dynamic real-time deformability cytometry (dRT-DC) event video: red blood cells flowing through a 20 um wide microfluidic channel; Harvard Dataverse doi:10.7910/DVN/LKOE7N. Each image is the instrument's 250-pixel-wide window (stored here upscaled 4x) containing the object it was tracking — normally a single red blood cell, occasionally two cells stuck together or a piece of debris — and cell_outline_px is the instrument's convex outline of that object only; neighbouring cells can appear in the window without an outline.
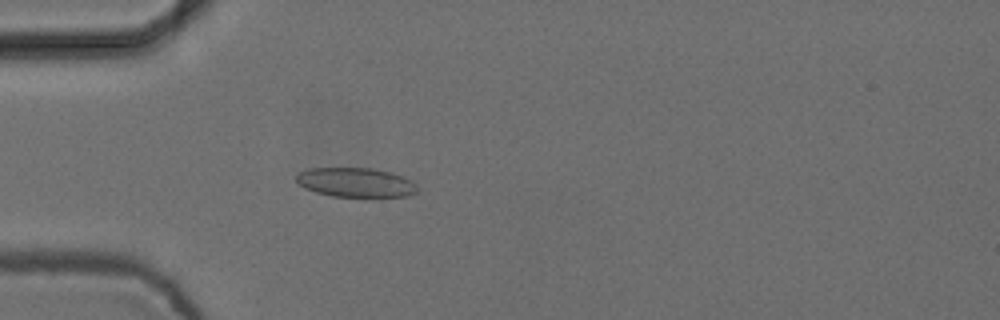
{"species": "common noctule bat (a hibernating species)", "species_latin": "Nyctalus noctula", "temperature_condition": "cold", "stored_images_in_passage": 20, "camera_frame_rate_fps": 3000, "um_per_image_px": 0.085, "animal": {"sex": "female", "body_mass_g": 24.6, "forearm_length_mm": 56.2}, "frame": {"image": 1, "passage_image": 16, "time_ms": 5.0, "image_size_px": [1000, 320], "cell_outline_px": [[416, 192], [408, 196], [380, 200], [332, 196], [316, 192], [304, 188], [296, 180], [296, 176], [300, 172], [308, 168], [372, 168], [392, 172], [404, 176], [412, 180], [416, 184]], "centroid_in_image_um": [30.32, 15.56], "position_along_channel_um": 54.7, "area_um2": 21.73}}
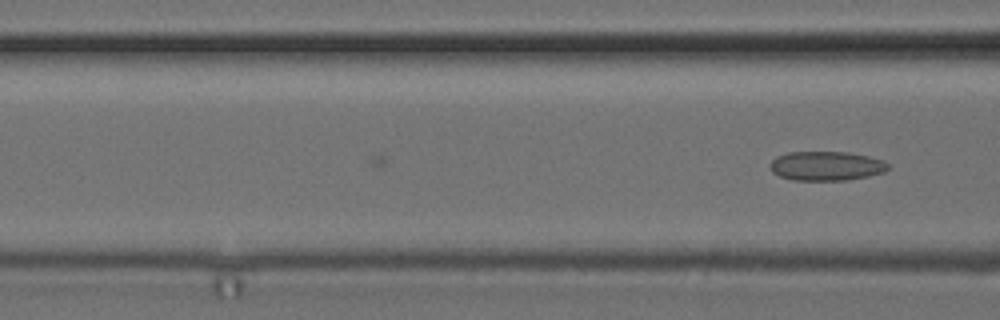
{"frame": {"image": 2, "passage_image": 20, "time_ms": 6.333, "image_size_px": [1000, 320], "cell_outline_px": [[888, 168], [884, 172], [868, 176], [848, 180], [792, 180], [780, 176], [772, 172], [768, 164], [776, 156], [788, 152], [848, 152], [868, 156], [884, 160], [888, 164]], "centroid_in_image_um": [70.21, 14.1], "position_along_channel_um": 96.4, "area_um2": 20.23}}